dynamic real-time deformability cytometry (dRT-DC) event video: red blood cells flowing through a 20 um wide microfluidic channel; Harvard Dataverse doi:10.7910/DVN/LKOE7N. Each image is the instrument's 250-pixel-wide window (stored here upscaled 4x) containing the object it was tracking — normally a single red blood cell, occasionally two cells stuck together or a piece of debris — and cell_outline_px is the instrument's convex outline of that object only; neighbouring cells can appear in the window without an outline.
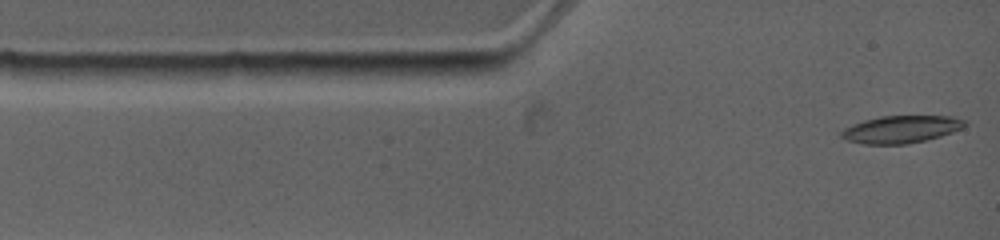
{"species": "common noctule bat (a hibernating species)", "species_latin": "Nyctalus noctula", "temperature_condition": "warm", "stored_images_in_passage": 5, "camera_frame_rate_fps": 4500, "um_per_image_px": 0.085, "animal": {"sex": "female", "body_mass_g": 19.0, "forearm_length_mm": 53.3}, "frame": {"image": 1, "passage_image": 1, "time_ms": 0.0, "image_size_px": [1000, 240], "cell_outline_px": [[968, 124], [964, 128], [940, 136], [908, 144], [864, 144], [848, 140], [840, 136], [840, 132], [844, 128], [852, 124], [864, 120], [880, 116], [952, 116], [968, 120]], "centroid_in_image_um": [76.63, 10.98], "position_along_channel_um": 8.4, "area_um2": 19.83}}
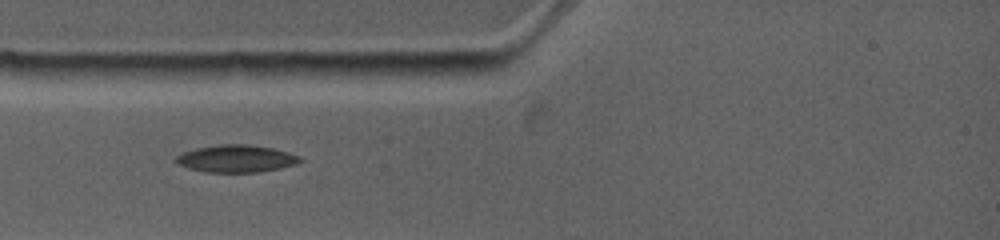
{"frame": {"image": 2, "passage_image": 4, "time_ms": 2.444, "image_size_px": [1000, 240], "cell_outline_px": [[304, 160], [296, 164], [280, 168], [260, 172], [204, 172], [188, 168], [176, 164], [176, 156], [184, 152], [196, 148], [220, 144], [248, 144], [272, 148], [288, 152], [300, 156]], "centroid_in_image_um": [20.09, 13.48], "position_along_channel_um": 64.9, "area_um2": 19.83}}
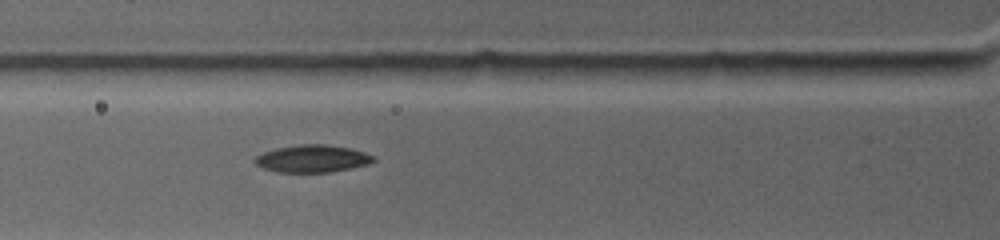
{"frame": {"image": 3, "passage_image": 5, "time_ms": 3.333, "image_size_px": [1000, 240], "cell_outline_px": [[376, 160], [368, 164], [332, 172], [276, 172], [264, 168], [256, 164], [252, 160], [256, 156], [264, 152], [276, 148], [300, 144], [324, 144], [352, 148], [364, 152], [372, 156]], "centroid_in_image_um": [26.54, 13.48], "position_along_channel_um": 99.3, "area_um2": 18.9}}